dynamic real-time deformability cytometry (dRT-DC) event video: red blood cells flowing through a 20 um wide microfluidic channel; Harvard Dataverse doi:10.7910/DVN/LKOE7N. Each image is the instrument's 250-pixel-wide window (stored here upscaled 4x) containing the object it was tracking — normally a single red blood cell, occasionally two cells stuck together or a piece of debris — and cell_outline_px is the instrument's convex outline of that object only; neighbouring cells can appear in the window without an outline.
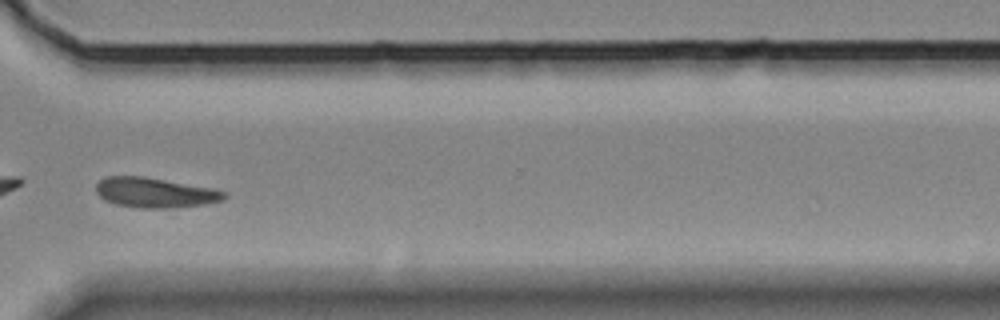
{"species": "Egyptian fruit bat (a non-hibernating species)", "species_latin": "Rousettus aegyptiacus", "temperature_condition": "room temperature", "stored_images_in_passage": 36, "camera_frame_rate_fps": 3000, "um_per_image_px": 0.085, "animal": {"sex": "female"}, "frame": {"image": 1, "passage_image": 25, "time_ms": 8.0, "image_size_px": [1000, 320], "cell_outline_px": [[228, 196], [224, 200], [204, 204], [168, 208], [140, 208], [116, 204], [104, 200], [96, 192], [96, 184], [104, 176], [144, 176], [212, 188], [224, 192]], "centroid_in_image_um": [13.15, 16.37], "position_along_channel_um": 357.5, "area_um2": 22.37}}
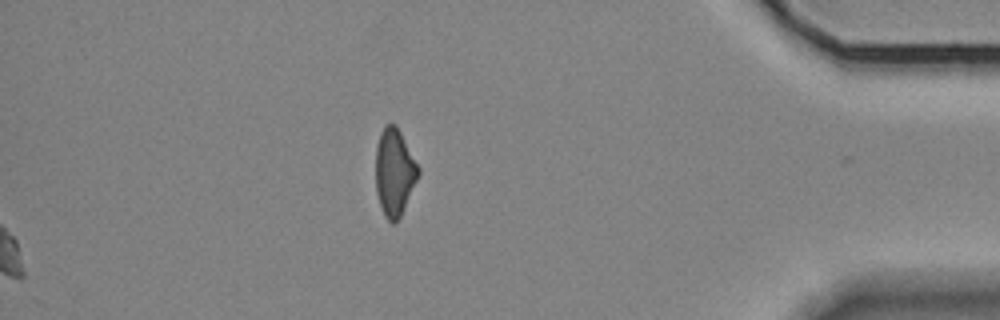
{"frame": {"image": 2, "passage_image": 36, "time_ms": 11.667, "image_size_px": [1000, 320], "cell_outline_px": [[420, 172], [400, 216], [396, 224], [392, 224], [384, 216], [376, 192], [376, 144], [380, 132], [384, 124], [396, 124], [420, 168]], "centroid_in_image_um": [33.51, 14.62], "position_along_channel_um": 401.7, "area_um2": 21.62}}